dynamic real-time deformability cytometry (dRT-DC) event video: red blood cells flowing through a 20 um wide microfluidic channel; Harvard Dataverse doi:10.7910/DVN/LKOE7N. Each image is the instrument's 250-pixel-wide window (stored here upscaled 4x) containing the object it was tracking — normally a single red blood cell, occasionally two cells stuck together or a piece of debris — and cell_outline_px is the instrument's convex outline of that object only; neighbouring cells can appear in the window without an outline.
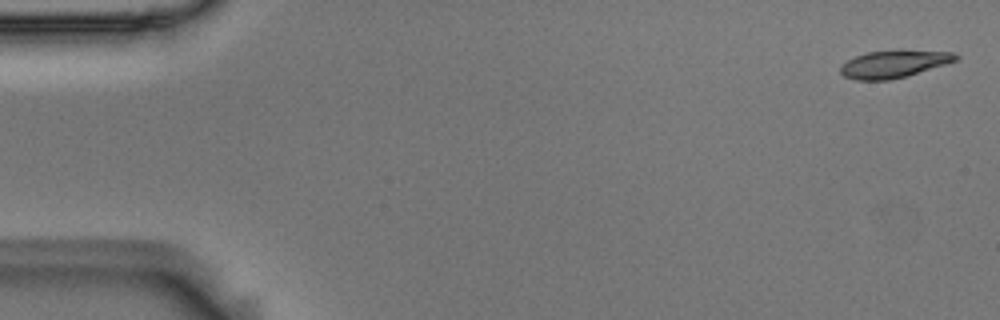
{"species": "Egyptian fruit bat (a non-hibernating species)", "species_latin": "Rousettus aegyptiacus", "temperature_condition": "room temperature", "stored_images_in_passage": 4, "camera_frame_rate_fps": 3000, "um_per_image_px": 0.085, "animal": {"sex": "male"}, "frame": {"image": 1, "passage_image": 1, "time_ms": 0.0, "image_size_px": [1000, 320], "cell_outline_px": [[960, 60], [908, 76], [888, 80], [856, 80], [844, 76], [840, 72], [840, 64], [856, 56], [868, 52], [900, 48], [952, 52], [960, 56]], "centroid_in_image_um": [76.04, 5.41], "position_along_channel_um": 9.0, "area_um2": 19.13}}